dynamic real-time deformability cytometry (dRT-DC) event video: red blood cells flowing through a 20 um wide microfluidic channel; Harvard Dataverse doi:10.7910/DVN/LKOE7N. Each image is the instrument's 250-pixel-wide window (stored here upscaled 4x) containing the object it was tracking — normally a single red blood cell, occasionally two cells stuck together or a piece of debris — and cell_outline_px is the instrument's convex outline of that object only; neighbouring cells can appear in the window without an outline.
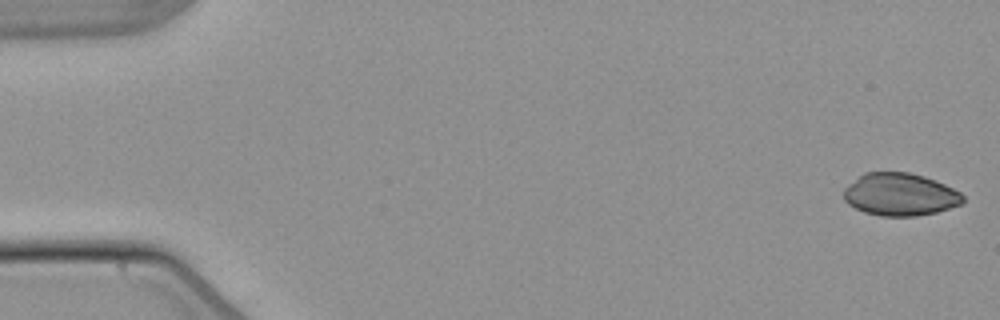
{"species": "common noctule bat (a hibernating species)", "species_latin": "Nyctalus noctula", "temperature_condition": "warm", "stored_images_in_passage": 53, "camera_frame_rate_fps": 3000, "um_per_image_px": 0.085, "animal": {"sex": "male", "body_mass_g": 21.5, "forearm_length_mm": 52.0}, "frame": {"image": 1, "passage_image": 1, "time_ms": 0.0, "image_size_px": [1000, 320], "cell_outline_px": [[964, 200], [960, 204], [936, 212], [916, 216], [880, 216], [864, 212], [848, 204], [844, 200], [844, 188], [848, 184], [864, 172], [908, 172], [924, 176], [936, 180], [960, 192], [964, 196]], "centroid_in_image_um": [76.48, 16.52], "position_along_channel_um": 8.5, "area_um2": 29.59}}
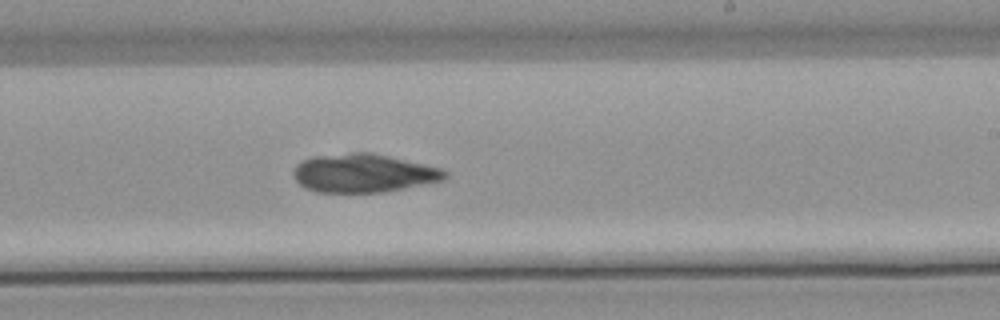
{"frame": {"image": 2, "passage_image": 32, "time_ms": 10.333, "image_size_px": [1000, 320], "cell_outline_px": [[448, 176], [444, 180], [404, 188], [380, 192], [316, 192], [300, 184], [292, 176], [292, 172], [296, 164], [312, 156], [352, 152], [372, 152], [444, 168], [448, 172]], "centroid_in_image_um": [30.92, 14.7], "position_along_channel_um": 258.1, "area_um2": 34.22}}
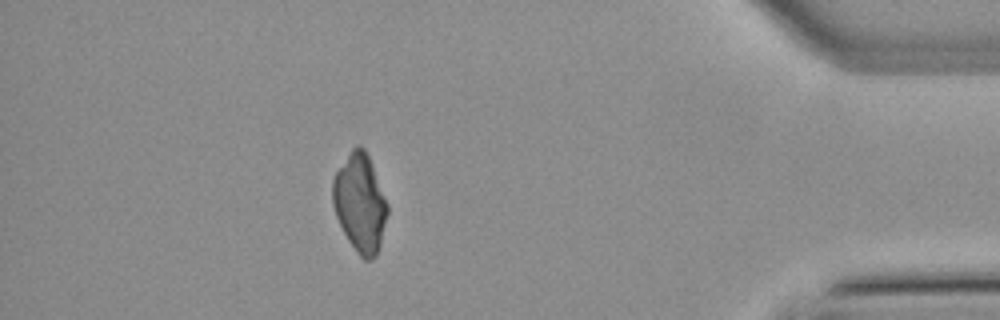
{"frame": {"image": 3, "passage_image": 47, "time_ms": 15.333, "image_size_px": [1000, 320], "cell_outline_px": [[388, 212], [380, 244], [376, 256], [372, 260], [364, 260], [356, 252], [348, 240], [336, 216], [332, 204], [332, 180], [336, 172], [352, 148], [356, 144], [360, 144], [364, 148], [372, 164], [388, 204]], "centroid_in_image_um": [30.59, 17.25], "position_along_channel_um": 404.6, "area_um2": 31.27}}